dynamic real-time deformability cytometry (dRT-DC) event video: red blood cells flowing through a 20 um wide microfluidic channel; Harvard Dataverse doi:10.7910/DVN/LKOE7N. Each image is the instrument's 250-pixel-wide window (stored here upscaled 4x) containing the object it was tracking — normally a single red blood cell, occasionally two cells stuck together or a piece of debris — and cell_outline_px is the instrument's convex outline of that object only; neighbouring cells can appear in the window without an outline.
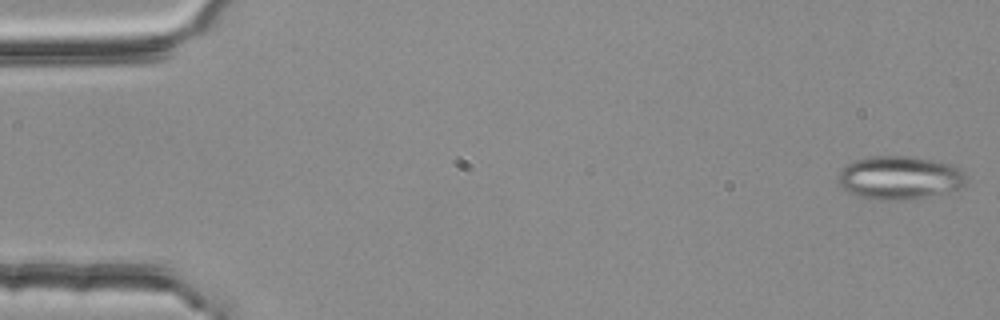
{"species": "common noctule bat (a hibernating species)", "species_latin": "Nyctalus noctula", "temperature_condition": "room temperature", "stored_images_in_passage": 54, "segment_of_instrument_passage": [1, 2], "camera_frame_rate_fps": 3000, "um_per_image_px": 0.085, "animal": {"sex": "female", "body_mass_g": 25.1}, "frame": {"image": 1, "passage_image": 1, "time_ms": 0.0, "image_size_px": [1000, 320], "cell_outline_px": [[968, 176], [964, 184], [960, 188], [948, 192], [912, 200], [880, 200], [860, 196], [848, 192], [836, 180], [836, 176], [852, 160], [872, 156], [912, 156], [956, 164]], "centroid_in_image_um": [76.51, 15.1], "position_along_channel_um": 8.5, "area_um2": 32.89}}